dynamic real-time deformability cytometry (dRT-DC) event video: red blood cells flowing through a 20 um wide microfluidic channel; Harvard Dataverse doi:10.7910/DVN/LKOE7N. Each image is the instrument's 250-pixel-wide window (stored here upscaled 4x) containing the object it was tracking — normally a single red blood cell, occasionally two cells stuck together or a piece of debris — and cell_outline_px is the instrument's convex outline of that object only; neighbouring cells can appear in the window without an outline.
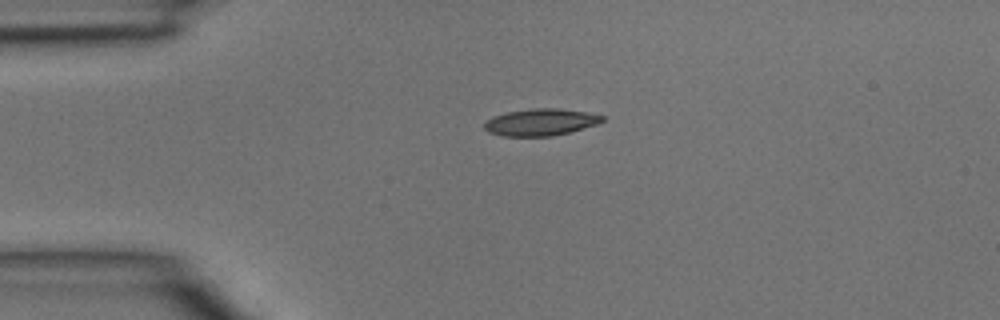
{"species": "common noctule bat (a hibernating species)", "species_latin": "Nyctalus noctula", "temperature_condition": "room temperature", "stored_images_in_passage": 3, "camera_frame_rate_fps": 3000, "um_per_image_px": 0.085, "animal": {"sex": "male", "body_mass_g": 15.6}, "frame": {"image": 1, "passage_image": 1, "time_ms": 0.0, "image_size_px": [1000, 320], "cell_outline_px": [[604, 120], [596, 124], [568, 132], [552, 136], [500, 136], [488, 132], [484, 128], [484, 124], [492, 116], [508, 112], [532, 108], [556, 108], [584, 112], [604, 116]], "centroid_in_image_um": [45.9, 10.39], "position_along_channel_um": 39.1, "area_um2": 18.26}}
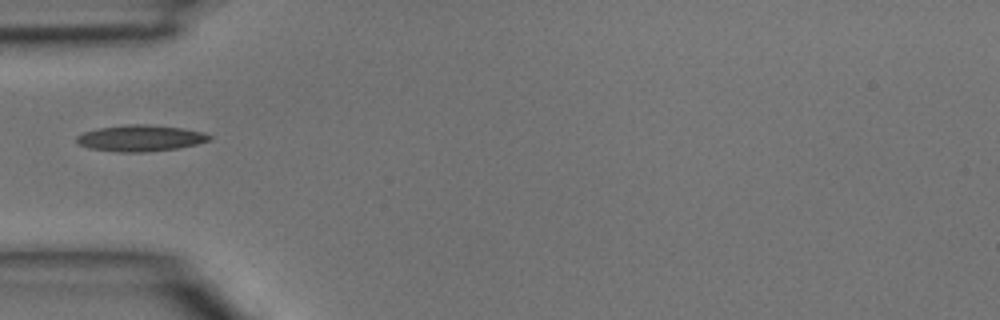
{"frame": {"image": 2, "passage_image": 2, "time_ms": 0.333, "image_size_px": [1000, 320], "cell_outline_px": [[212, 140], [196, 144], [176, 148], [148, 152], [116, 152], [88, 148], [80, 144], [76, 140], [76, 136], [84, 132], [96, 128], [128, 124], [148, 124], [184, 128], [204, 132], [212, 136]], "centroid_in_image_um": [11.95, 11.74], "position_along_channel_um": 73.1, "area_um2": 20.52}}